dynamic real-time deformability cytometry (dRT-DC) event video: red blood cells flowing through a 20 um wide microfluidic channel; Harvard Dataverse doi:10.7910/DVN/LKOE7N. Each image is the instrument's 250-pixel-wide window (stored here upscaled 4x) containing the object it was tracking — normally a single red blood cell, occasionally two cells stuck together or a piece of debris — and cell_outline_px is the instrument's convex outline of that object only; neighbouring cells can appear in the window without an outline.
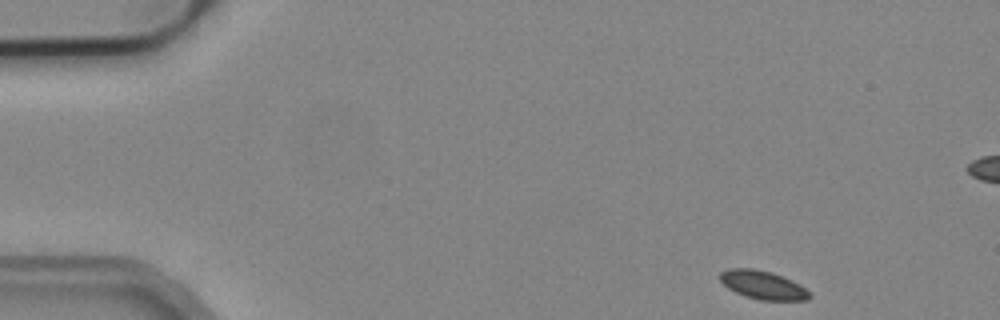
{"species": "common noctule bat (a hibernating species)", "species_latin": "Nyctalus noctula", "temperature_condition": "cold", "stored_images_in_passage": 51, "camera_frame_rate_fps": 3000, "um_per_image_px": 0.085, "animal": {"sex": "male", "body_mass_g": 19.2, "forearm_length_mm": 51.8}, "frame": {"image": 1, "passage_image": 1, "time_ms": 0.0, "image_size_px": [1000, 320], "cell_outline_px": [[812, 296], [808, 300], [760, 300], [744, 296], [728, 288], [720, 280], [720, 272], [728, 268], [752, 268], [772, 272], [792, 280], [800, 284]], "centroid_in_image_um": [64.84, 24.22], "position_along_channel_um": 20.2, "area_um2": 14.85}}
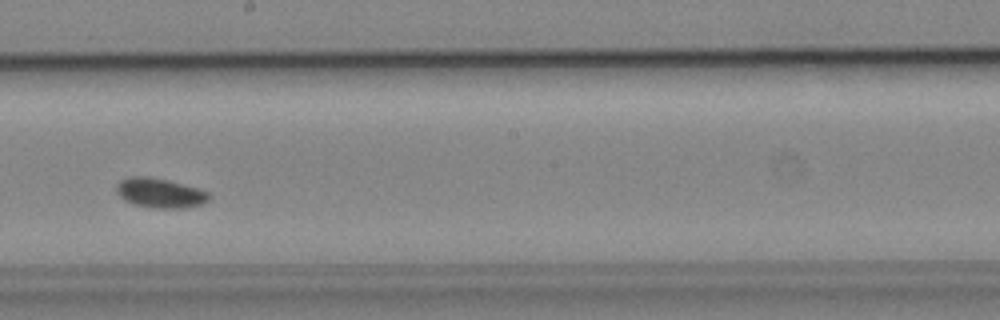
{"frame": {"image": 2, "passage_image": 26, "time_ms": 8.333, "image_size_px": [1000, 320], "cell_outline_px": [[208, 200], [200, 204], [184, 208], [152, 208], [136, 204], [124, 200], [116, 192], [116, 184], [120, 180], [128, 176], [148, 176], [168, 180], [196, 188], [208, 192]], "centroid_in_image_um": [13.54, 16.39], "position_along_channel_um": 234.7, "area_um2": 15.84}}
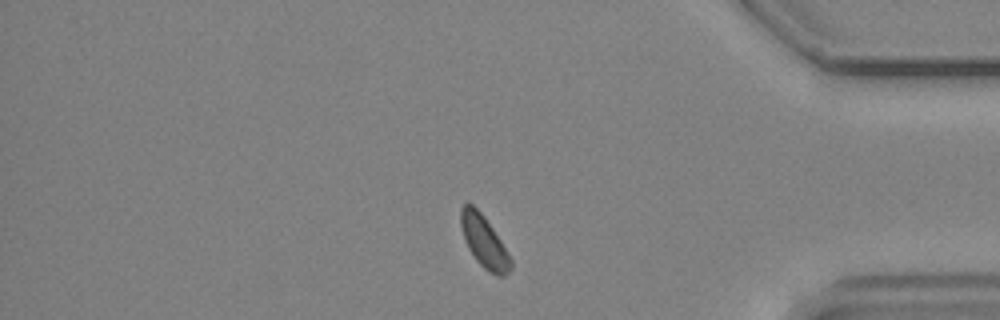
{"frame": {"image": 3, "passage_image": 41, "time_ms": 13.333, "image_size_px": [1000, 320], "cell_outline_px": [[512, 268], [504, 276], [496, 276], [484, 268], [476, 260], [468, 248], [460, 224], [460, 208], [464, 204], [472, 204], [484, 216], [500, 240], [512, 260]], "centroid_in_image_um": [41.14, 20.55], "position_along_channel_um": 394.1, "area_um2": 14.85}}